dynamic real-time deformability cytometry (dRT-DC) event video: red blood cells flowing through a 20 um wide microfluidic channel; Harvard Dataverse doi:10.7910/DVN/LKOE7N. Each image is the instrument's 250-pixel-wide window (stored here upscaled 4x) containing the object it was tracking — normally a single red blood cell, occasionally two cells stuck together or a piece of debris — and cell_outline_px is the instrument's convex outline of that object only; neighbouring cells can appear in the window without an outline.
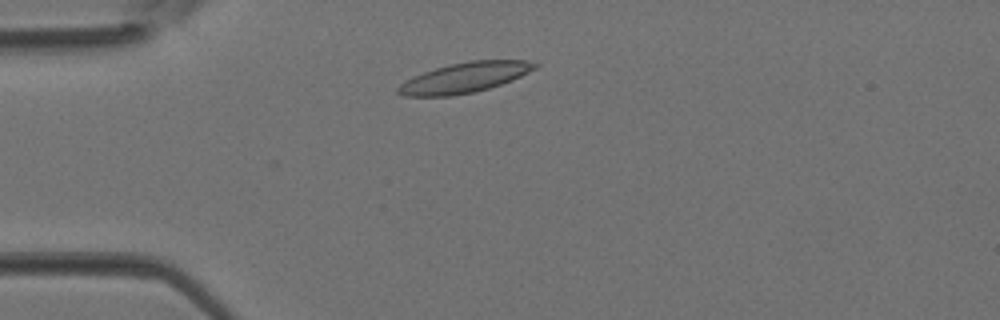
{"species": "Egyptian fruit bat (a non-hibernating species)", "species_latin": "Rousettus aegyptiacus", "temperature_condition": "room temperature", "stored_images_in_passage": 1, "camera_frame_rate_fps": 3000, "um_per_image_px": 0.085, "animal": {"sex": "female"}, "frame": {"image": 1, "passage_image": 1, "time_ms": 0.0, "image_size_px": [1000, 320], "cell_outline_px": [[540, 64], [536, 68], [512, 80], [488, 88], [472, 92], [452, 96], [400, 96], [396, 92], [396, 88], [404, 80], [424, 72], [448, 64], [468, 60], [528, 60]], "centroid_in_image_um": [39.46, 6.59], "position_along_channel_um": 45.5, "area_um2": 24.1}}